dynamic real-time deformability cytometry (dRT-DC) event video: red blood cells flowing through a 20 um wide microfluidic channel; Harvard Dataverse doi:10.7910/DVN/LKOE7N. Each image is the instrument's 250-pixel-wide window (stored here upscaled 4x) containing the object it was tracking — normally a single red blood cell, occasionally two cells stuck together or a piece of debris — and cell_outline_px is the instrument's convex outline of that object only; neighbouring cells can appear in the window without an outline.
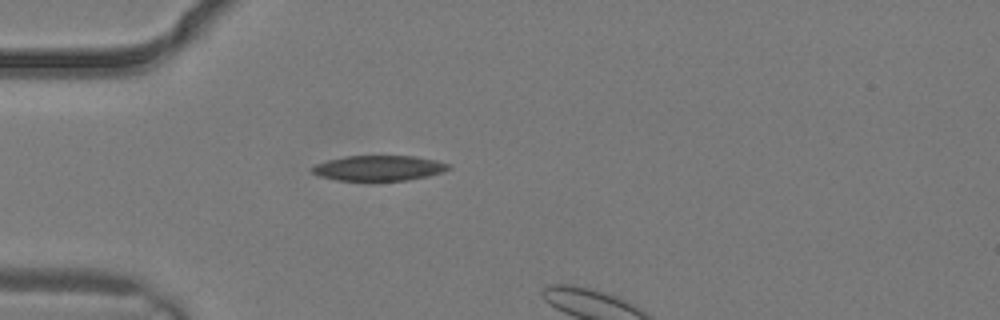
{"species": "common noctule bat (a hibernating species)", "species_latin": "Nyctalus noctula", "temperature_condition": "warm", "stored_images_in_passage": 2, "camera_frame_rate_fps": 3000, "um_per_image_px": 0.085, "animal": {"sex": "male", "body_mass_g": 19.2, "forearm_length_mm": 51.8}, "frame": {"image": 1, "passage_image": 1, "time_ms": 0.0, "image_size_px": [1000, 320], "cell_outline_px": [[452, 168], [444, 172], [428, 176], [408, 180], [336, 180], [320, 176], [312, 172], [308, 168], [316, 164], [328, 160], [344, 156], [416, 156], [436, 160], [448, 164]], "centroid_in_image_um": [32.21, 14.28], "position_along_channel_um": 52.8, "area_um2": 20.11}}